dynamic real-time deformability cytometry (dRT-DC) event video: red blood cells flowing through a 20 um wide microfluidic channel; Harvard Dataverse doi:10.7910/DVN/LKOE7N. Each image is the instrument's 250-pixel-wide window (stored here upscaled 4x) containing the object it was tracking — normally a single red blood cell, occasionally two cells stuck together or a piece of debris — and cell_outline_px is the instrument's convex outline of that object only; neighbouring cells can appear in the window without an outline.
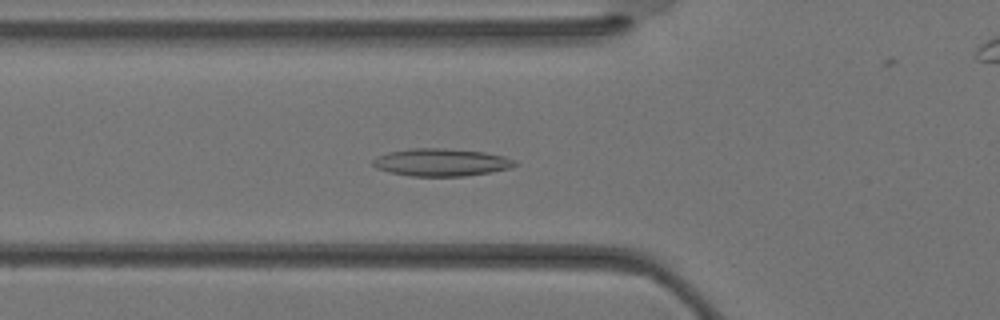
{"species": "Egyptian fruit bat (a non-hibernating species)", "species_latin": "Rousettus aegyptiacus", "temperature_condition": "warm", "stored_images_in_passage": 37, "camera_frame_rate_fps": 3000, "um_per_image_px": 0.085, "animal": {"sex": "female"}, "frame": {"image": 1, "passage_image": 13, "time_ms": 4.0, "image_size_px": [1000, 320], "cell_outline_px": [[520, 164], [512, 168], [492, 172], [464, 176], [412, 176], [388, 172], [376, 168], [372, 164], [372, 160], [376, 156], [388, 152], [408, 148], [444, 148], [484, 152], [504, 156], [516, 160]], "centroid_in_image_um": [37.52, 13.8], "position_along_channel_um": 88.3, "area_um2": 23.12}}
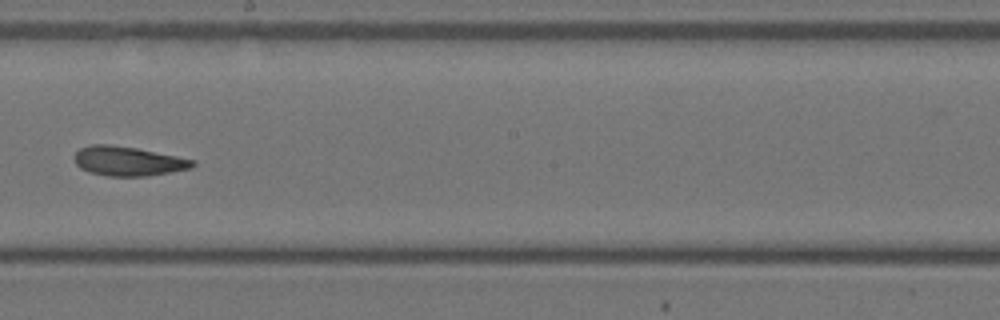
{"frame": {"image": 2, "passage_image": 21, "time_ms": 6.667, "image_size_px": [1000, 320], "cell_outline_px": [[196, 164], [192, 168], [148, 176], [108, 176], [88, 172], [80, 168], [76, 164], [72, 156], [80, 148], [92, 144], [108, 144], [136, 148], [196, 160]], "centroid_in_image_um": [10.87, 13.7], "position_along_channel_um": 237.3, "area_um2": 20.35}}
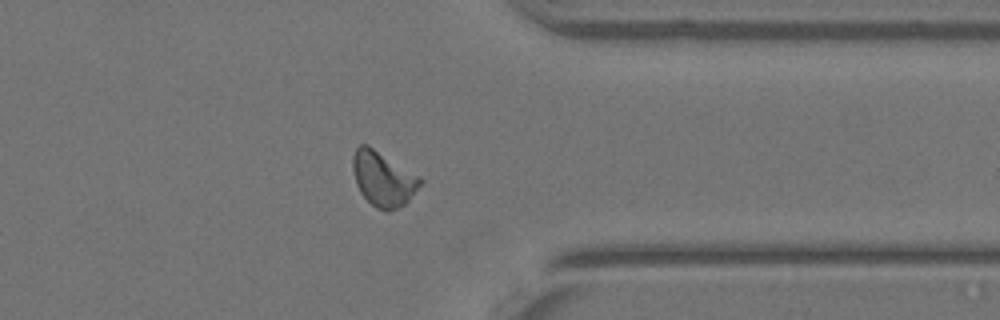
{"frame": {"image": 3, "passage_image": 29, "time_ms": 9.333, "image_size_px": [1000, 320], "cell_outline_px": [[424, 180], [408, 200], [404, 204], [388, 212], [376, 208], [360, 192], [356, 184], [352, 168], [352, 156], [356, 148], [360, 144], [368, 144], [420, 176]], "centroid_in_image_um": [32.55, 15.18], "position_along_channel_um": 378.8, "area_um2": 21.5}}